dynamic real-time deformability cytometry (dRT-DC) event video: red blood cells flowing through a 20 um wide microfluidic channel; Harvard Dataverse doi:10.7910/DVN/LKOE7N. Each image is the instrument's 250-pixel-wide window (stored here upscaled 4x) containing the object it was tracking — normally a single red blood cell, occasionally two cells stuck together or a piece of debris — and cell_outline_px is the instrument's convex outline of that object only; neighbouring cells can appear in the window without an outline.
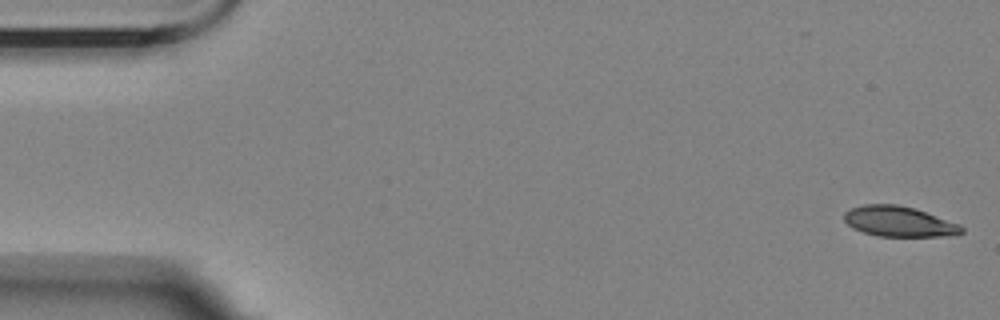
{"species": "Egyptian fruit bat (a non-hibernating species)", "species_latin": "Rousettus aegyptiacus", "temperature_condition": "room temperature", "stored_images_in_passage": 56, "camera_frame_rate_fps": 3000, "um_per_image_px": 0.085, "animal": {"sex": "female"}, "frame": {"image": 1, "passage_image": 1, "time_ms": 0.0, "image_size_px": [1000, 320], "cell_outline_px": [[964, 232], [948, 236], [876, 236], [852, 228], [844, 220], [844, 212], [852, 208], [864, 204], [896, 204], [912, 208], [960, 224], [964, 228]], "centroid_in_image_um": [76.39, 18.83], "position_along_channel_um": 8.6, "area_um2": 20.58}}
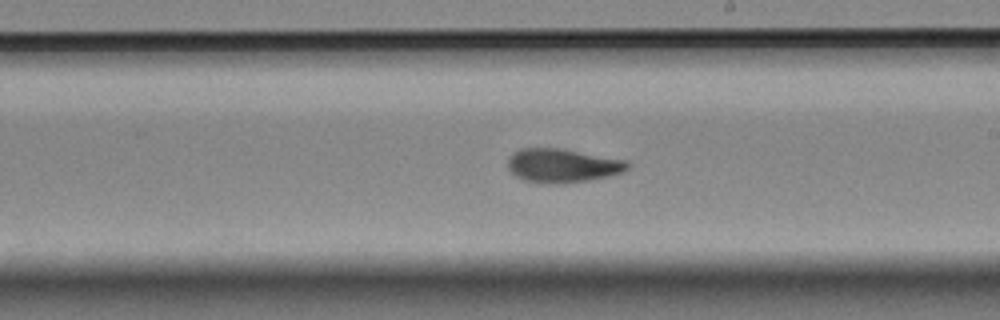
{"frame": {"image": 2, "passage_image": 32, "time_ms": 10.333, "image_size_px": [1000, 320], "cell_outline_px": [[628, 168], [620, 172], [608, 176], [588, 180], [560, 184], [556, 184], [524, 180], [516, 176], [508, 168], [508, 156], [512, 152], [520, 148], [560, 148], [624, 160], [628, 164]], "centroid_in_image_um": [47.74, 14.06], "position_along_channel_um": 241.3, "area_um2": 23.29}}
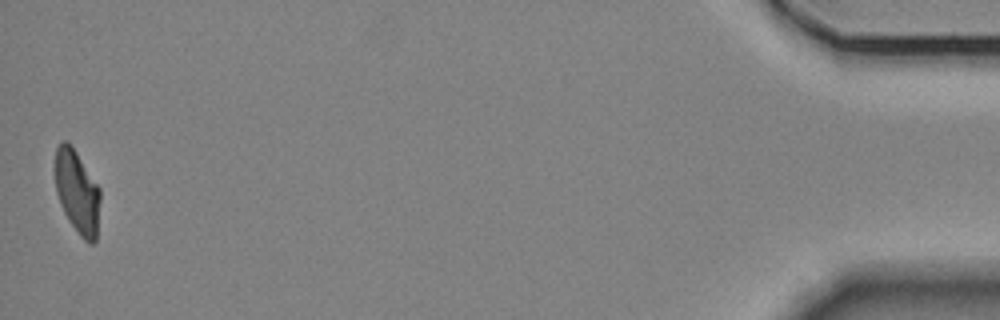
{"frame": {"image": 3, "passage_image": 56, "time_ms": 18.333, "image_size_px": [1000, 320], "cell_outline_px": [[100, 200], [96, 240], [92, 244], [88, 244], [80, 236], [68, 220], [60, 204], [56, 192], [56, 148], [64, 140], [68, 140], [100, 188]], "centroid_in_image_um": [6.57, 16.35], "position_along_channel_um": 428.6, "area_um2": 21.73}, "authors_computed_cell_mechanics": {"area_um2": 22.8599, "velocity_mm_per_s": 3.4904, "shape_relaxation_time_tau1_ms": 6.7151, "shape_relaxation_time_tau2_ms": 2.8375, "deformation_change_tau1": 0.2094, "deformation_change_tau2": 0.0739}}